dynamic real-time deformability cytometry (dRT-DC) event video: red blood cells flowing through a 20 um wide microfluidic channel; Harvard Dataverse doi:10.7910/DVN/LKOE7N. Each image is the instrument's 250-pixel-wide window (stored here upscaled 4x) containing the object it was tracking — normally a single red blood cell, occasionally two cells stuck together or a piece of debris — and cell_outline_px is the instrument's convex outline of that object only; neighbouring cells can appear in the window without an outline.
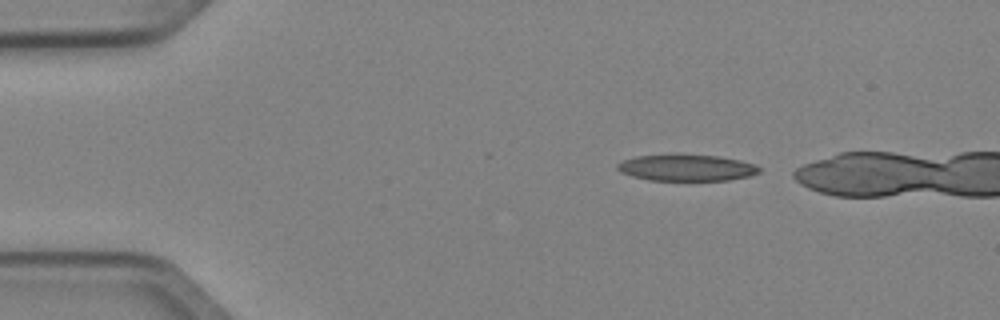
{"species": "Egyptian fruit bat (a non-hibernating species)", "species_latin": "Rousettus aegyptiacus", "temperature_condition": "cold", "stored_images_in_passage": 3, "camera_frame_rate_fps": 3000, "um_per_image_px": 0.085, "animal": {"sex": "female"}, "frame": {"image": 1, "passage_image": 1, "time_ms": 0.0, "image_size_px": [1000, 320], "cell_outline_px": [[760, 172], [748, 176], [728, 180], [648, 180], [632, 176], [616, 168], [616, 164], [624, 160], [636, 156], [676, 152], [720, 156], [740, 160], [756, 164], [760, 168]], "centroid_in_image_um": [58.36, 14.21], "position_along_channel_um": 26.6, "area_um2": 22.43}}